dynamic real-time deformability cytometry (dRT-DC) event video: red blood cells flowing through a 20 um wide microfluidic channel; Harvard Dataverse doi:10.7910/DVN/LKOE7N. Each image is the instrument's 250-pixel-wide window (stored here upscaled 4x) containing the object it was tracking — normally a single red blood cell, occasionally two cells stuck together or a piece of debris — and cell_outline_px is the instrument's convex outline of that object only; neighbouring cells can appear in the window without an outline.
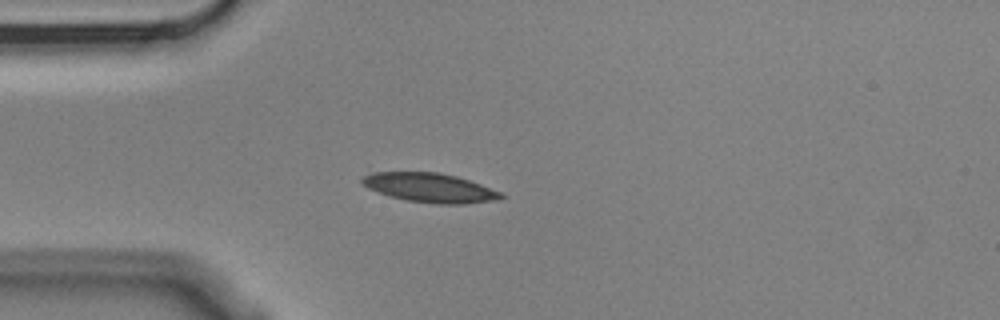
{"species": "Egyptian fruit bat (a non-hibernating species)", "species_latin": "Rousettus aegyptiacus", "temperature_condition": "cold", "stored_images_in_passage": 7, "camera_frame_rate_fps": 3000, "um_per_image_px": 0.085, "animal": {"sex": "male"}, "frame": {"image": 1, "passage_image": 5, "time_ms": 1.333, "image_size_px": [1000, 320], "cell_outline_px": [[504, 196], [500, 200], [464, 204], [436, 204], [408, 200], [392, 196], [368, 188], [360, 184], [360, 180], [364, 176], [372, 172], [440, 172], [456, 176], [504, 192]], "centroid_in_image_um": [36.59, 15.95], "position_along_channel_um": 48.4, "area_um2": 23.7}}